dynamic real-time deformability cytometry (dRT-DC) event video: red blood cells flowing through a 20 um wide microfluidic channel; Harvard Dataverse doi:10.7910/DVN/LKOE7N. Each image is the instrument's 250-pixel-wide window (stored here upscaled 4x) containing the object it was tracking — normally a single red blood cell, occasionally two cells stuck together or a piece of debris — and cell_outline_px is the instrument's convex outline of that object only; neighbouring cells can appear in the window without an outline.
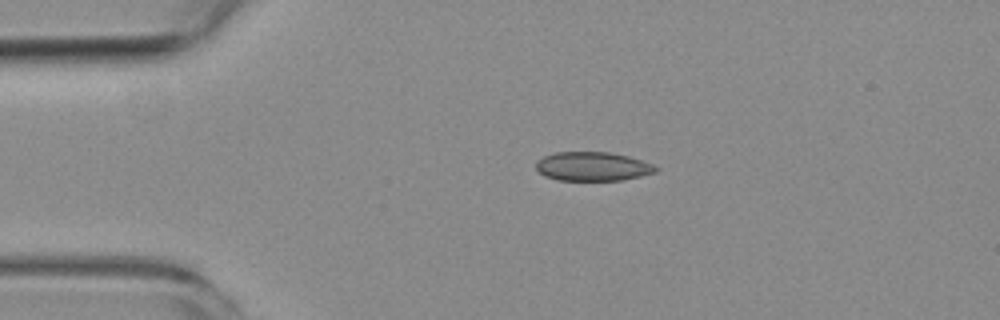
{"species": "common noctule bat (a hibernating species)", "species_latin": "Nyctalus noctula", "temperature_condition": "room temperature", "stored_images_in_passage": 4, "camera_frame_rate_fps": 3000, "um_per_image_px": 0.085, "animal": {"sex": "female", "body_mass_g": 19.3, "forearm_length_mm": 54.1}, "frame": {"image": 1, "passage_image": 3, "time_ms": 2.333, "image_size_px": [1000, 320], "cell_outline_px": [[660, 168], [656, 172], [640, 176], [620, 180], [556, 180], [544, 176], [536, 168], [536, 160], [544, 156], [556, 152], [612, 152], [628, 156], [652, 164]], "centroid_in_image_um": [50.36, 14.14], "position_along_channel_um": 34.6, "area_um2": 20.23}}